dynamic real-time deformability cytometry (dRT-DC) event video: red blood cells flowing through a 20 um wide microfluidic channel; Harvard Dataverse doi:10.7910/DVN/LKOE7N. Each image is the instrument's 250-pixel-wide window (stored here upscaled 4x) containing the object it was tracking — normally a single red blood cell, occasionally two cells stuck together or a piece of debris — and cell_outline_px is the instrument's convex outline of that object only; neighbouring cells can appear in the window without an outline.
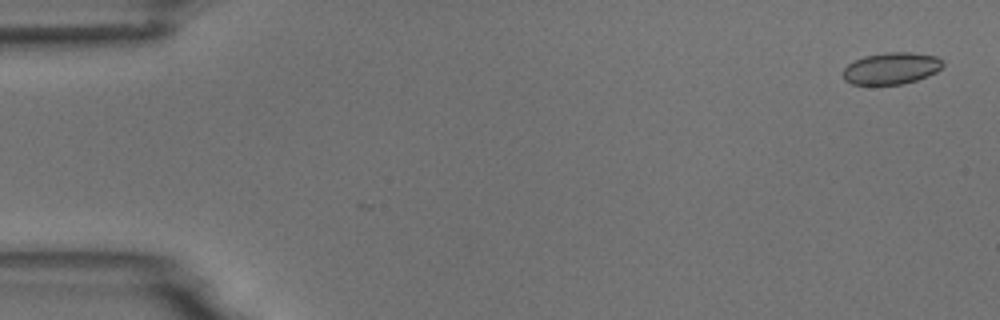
{"species": "common noctule bat (a hibernating species)", "species_latin": "Nyctalus noctula", "temperature_condition": "room temperature", "stored_images_in_passage": 5, "camera_frame_rate_fps": 3000, "um_per_image_px": 0.085, "animal": {"sex": "male", "body_mass_g": 18.8}, "frame": {"image": 1, "passage_image": 1, "time_ms": 0.0, "image_size_px": [1000, 320], "cell_outline_px": [[944, 64], [936, 72], [928, 76], [904, 84], [852, 84], [844, 80], [844, 68], [848, 64], [864, 56], [884, 52], [912, 52], [936, 56], [944, 60]], "centroid_in_image_um": [75.79, 5.8], "position_along_channel_um": 9.2, "area_um2": 18.5}}
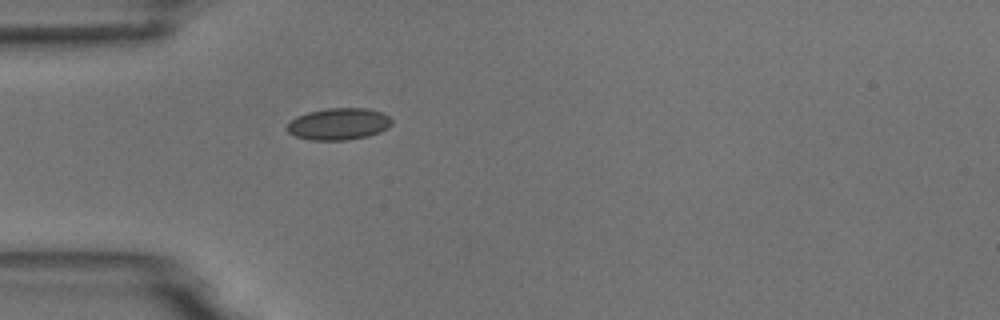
{"frame": {"image": 2, "passage_image": 5, "time_ms": 4.667, "image_size_px": [1000, 320], "cell_outline_px": [[392, 124], [388, 128], [380, 132], [368, 136], [348, 140], [308, 140], [296, 136], [288, 132], [288, 124], [296, 116], [308, 112], [328, 108], [364, 108], [380, 112], [388, 116], [392, 120]], "centroid_in_image_um": [28.8, 10.54], "position_along_channel_um": 56.2, "area_um2": 19.36}}